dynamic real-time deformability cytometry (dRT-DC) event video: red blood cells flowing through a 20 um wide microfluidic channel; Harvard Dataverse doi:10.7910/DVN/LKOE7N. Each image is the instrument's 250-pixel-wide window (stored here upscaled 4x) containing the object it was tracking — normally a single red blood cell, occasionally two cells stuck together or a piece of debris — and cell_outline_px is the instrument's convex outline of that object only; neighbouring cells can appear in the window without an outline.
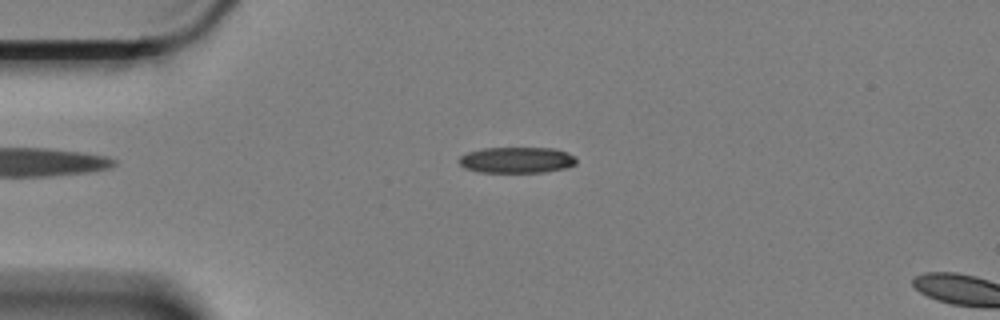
{"species": "Egyptian fruit bat (a non-hibernating species)", "species_latin": "Rousettus aegyptiacus", "temperature_condition": "cold", "stored_images_in_passage": 6, "camera_frame_rate_fps": 3000, "um_per_image_px": 0.085, "animal": {"sex": "female"}, "frame": {"image": 1, "passage_image": 3, "time_ms": 0.667, "image_size_px": [1000, 320], "cell_outline_px": [[576, 164], [564, 168], [544, 172], [480, 172], [464, 168], [456, 160], [460, 156], [468, 152], [484, 148], [552, 148], [576, 156]], "centroid_in_image_um": [43.89, 13.6], "position_along_channel_um": 41.1, "area_um2": 17.74}}